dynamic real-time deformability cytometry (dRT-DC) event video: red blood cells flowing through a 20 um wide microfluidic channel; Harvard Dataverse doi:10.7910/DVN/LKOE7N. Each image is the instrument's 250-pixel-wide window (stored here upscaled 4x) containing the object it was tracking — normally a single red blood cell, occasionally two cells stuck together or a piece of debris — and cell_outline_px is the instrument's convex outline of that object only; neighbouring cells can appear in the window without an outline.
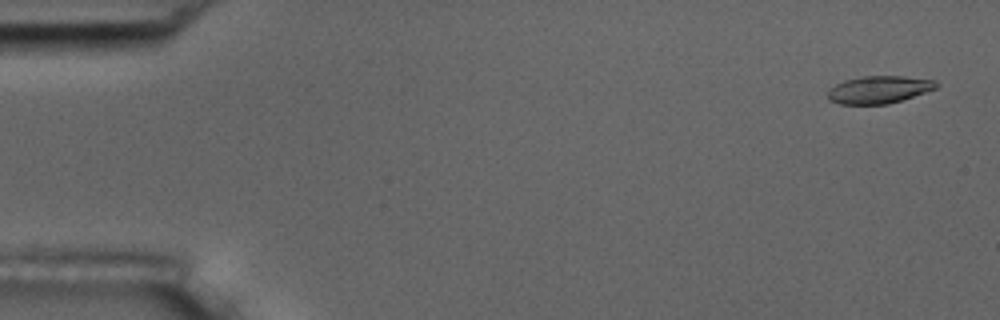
{"species": "common noctule bat (a hibernating species)", "species_latin": "Nyctalus noctula", "temperature_condition": "room temperature", "stored_images_in_passage": 6, "camera_frame_rate_fps": 3000, "um_per_image_px": 0.085, "animal": {"sex": "male", "body_mass_g": 17.5, "forearm_length_mm": 52.3}, "frame": {"image": 1, "passage_image": 1, "time_ms": 0.0, "image_size_px": [1000, 320], "cell_outline_px": [[936, 88], [888, 104], [840, 104], [828, 100], [828, 92], [836, 84], [844, 80], [864, 76], [904, 76], [936, 80]], "centroid_in_image_um": [74.68, 7.61], "position_along_channel_um": 10.3, "area_um2": 17.11}}
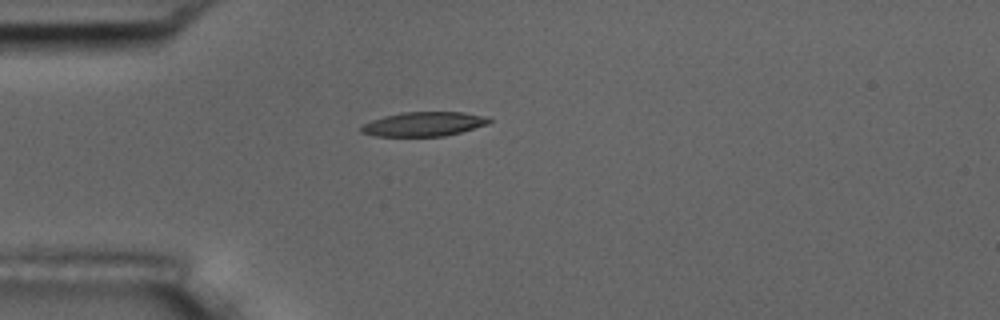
{"frame": {"image": 2, "passage_image": 5, "time_ms": 4.333, "image_size_px": [1000, 320], "cell_outline_px": [[492, 120], [488, 124], [460, 132], [444, 136], [376, 136], [360, 132], [360, 128], [364, 124], [372, 120], [384, 116], [400, 112], [464, 112], [488, 116]], "centroid_in_image_um": [36.04, 10.54], "position_along_channel_um": 49.0, "area_um2": 18.15}}